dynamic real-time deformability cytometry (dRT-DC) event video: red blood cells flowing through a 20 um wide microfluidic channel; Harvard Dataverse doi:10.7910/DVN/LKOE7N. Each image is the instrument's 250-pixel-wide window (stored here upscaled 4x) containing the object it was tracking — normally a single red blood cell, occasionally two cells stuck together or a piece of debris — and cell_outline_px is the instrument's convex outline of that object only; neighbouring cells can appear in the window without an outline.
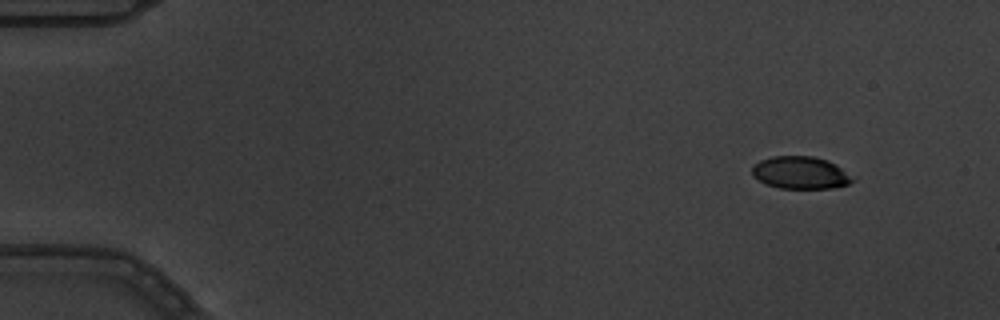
{"species": "common noctule bat (a hibernating species)", "species_latin": "Nyctalus noctula", "temperature_condition": "warm", "stored_images_in_passage": 7, "camera_frame_rate_fps": 3000, "um_per_image_px": 0.085, "animal": {"sex": "male", "body_mass_g": 19.5, "forearm_length_mm": 54.6}, "frame": {"image": 1, "passage_image": 2, "time_ms": 0.333, "image_size_px": [1000, 320], "cell_outline_px": [[856, 180], [848, 184], [832, 188], [780, 188], [764, 184], [752, 176], [752, 164], [760, 160], [772, 156], [812, 156], [828, 160], [836, 164], [856, 176]], "centroid_in_image_um": [68.06, 14.68], "position_along_channel_um": 16.9, "area_um2": 19.42}}
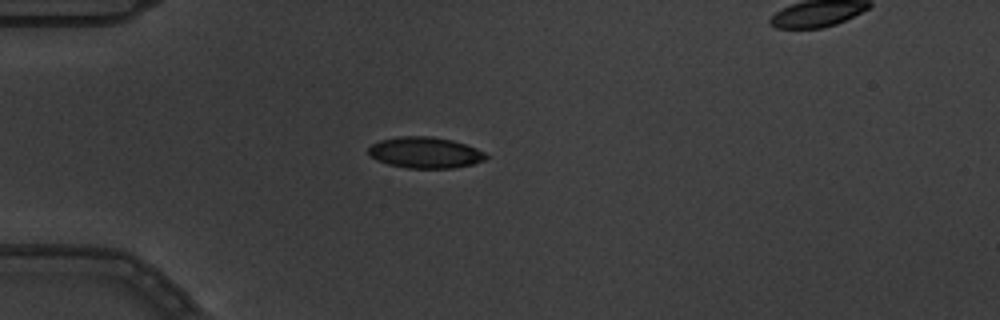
{"frame": {"image": 2, "passage_image": 5, "time_ms": 1.333, "image_size_px": [1000, 320], "cell_outline_px": [[488, 156], [484, 160], [472, 164], [452, 168], [408, 168], [388, 164], [372, 156], [368, 152], [368, 148], [372, 144], [380, 140], [400, 136], [432, 136], [452, 140], [476, 148], [484, 152]], "centroid_in_image_um": [36.14, 12.96], "position_along_channel_um": 48.9, "area_um2": 21.1}}